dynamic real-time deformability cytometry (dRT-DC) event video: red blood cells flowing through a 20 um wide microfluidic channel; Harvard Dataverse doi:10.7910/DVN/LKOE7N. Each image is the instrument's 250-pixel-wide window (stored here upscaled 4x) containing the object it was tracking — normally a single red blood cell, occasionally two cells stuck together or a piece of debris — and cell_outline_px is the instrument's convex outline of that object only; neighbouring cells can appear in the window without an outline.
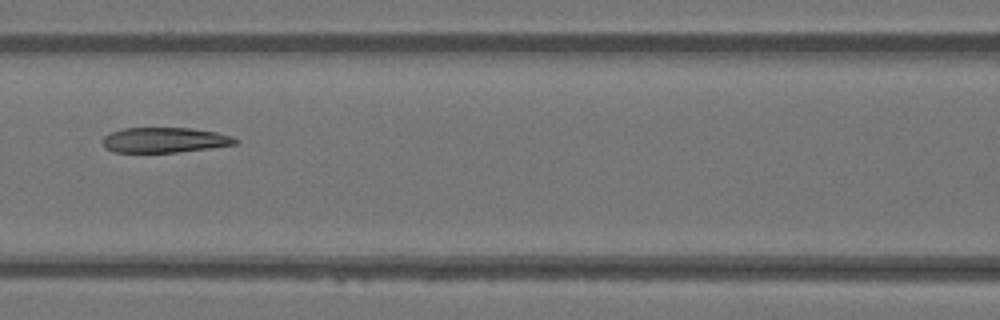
{"species": "Egyptian fruit bat (a non-hibernating species)", "species_latin": "Rousettus aegyptiacus", "temperature_condition": "warm", "stored_images_in_passage": 20, "camera_frame_rate_fps": 3000, "um_per_image_px": 0.085, "animal": {"sex": "female"}, "frame": {"image": 1, "passage_image": 12, "time_ms": 3.667, "image_size_px": [1000, 320], "cell_outline_px": [[240, 140], [236, 144], [208, 148], [176, 152], [112, 152], [104, 148], [104, 136], [112, 132], [124, 128], [192, 128], [216, 132], [232, 136]], "centroid_in_image_um": [14.0, 11.9], "position_along_channel_um": 152.6, "area_um2": 19.36}}
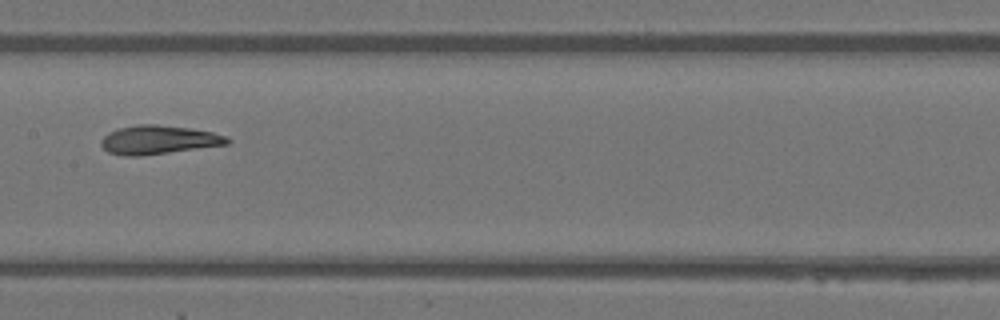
{"frame": {"image": 2, "passage_image": 15, "time_ms": 4.667, "image_size_px": [1000, 320], "cell_outline_px": [[232, 140], [228, 144], [140, 156], [124, 156], [108, 152], [100, 144], [100, 140], [108, 132], [120, 128], [136, 124], [156, 124], [188, 128], [212, 132], [228, 136]], "centroid_in_image_um": [13.46, 11.88], "position_along_channel_um": 193.9, "area_um2": 21.1}}